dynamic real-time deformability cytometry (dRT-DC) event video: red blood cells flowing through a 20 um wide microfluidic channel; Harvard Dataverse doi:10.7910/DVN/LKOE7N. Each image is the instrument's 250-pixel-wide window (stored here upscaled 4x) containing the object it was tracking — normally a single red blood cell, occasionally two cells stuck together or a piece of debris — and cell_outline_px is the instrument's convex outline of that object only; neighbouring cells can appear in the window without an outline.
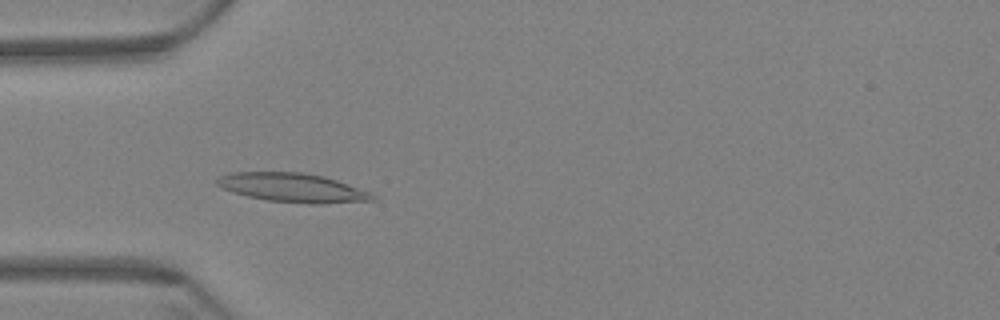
{"species": "Egyptian fruit bat (a non-hibernating species)", "species_latin": "Rousettus aegyptiacus", "temperature_condition": "warm", "stored_images_in_passage": 60, "camera_frame_rate_fps": 3000, "um_per_image_px": 0.085, "animal": {"sex": "female"}, "frame": {"image": 1, "passage_image": 19, "time_ms": 6.0, "image_size_px": [1000, 320], "cell_outline_px": [[376, 200], [320, 204], [308, 204], [268, 200], [248, 196], [232, 192], [220, 188], [216, 184], [216, 180], [220, 176], [232, 172], [304, 172], [324, 176], [372, 192], [376, 196]], "centroid_in_image_um": [24.89, 15.95], "position_along_channel_um": 60.1, "area_um2": 26.41}}
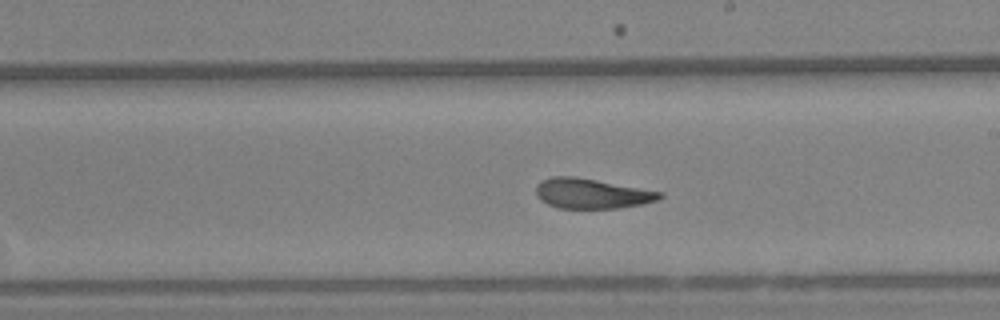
{"frame": {"image": 2, "passage_image": 35, "time_ms": 11.333, "image_size_px": [1000, 320], "cell_outline_px": [[664, 196], [656, 200], [640, 204], [620, 208], [560, 208], [548, 204], [540, 200], [536, 196], [536, 188], [544, 180], [552, 176], [572, 176], [596, 180], [664, 192]], "centroid_in_image_um": [50.3, 16.45], "position_along_channel_um": 238.7, "area_um2": 21.39}}
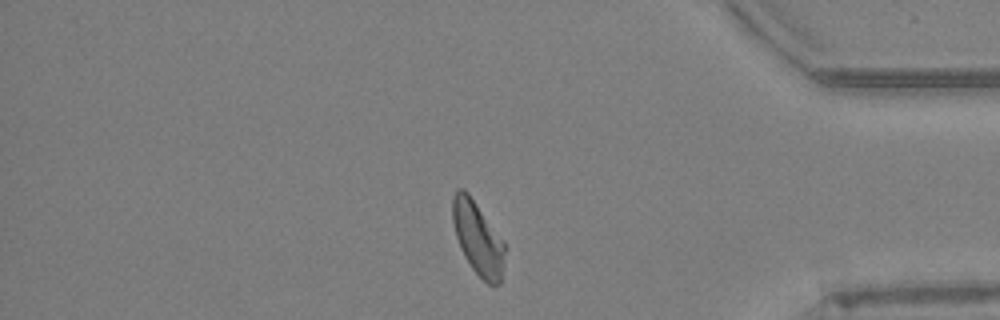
{"frame": {"image": 3, "passage_image": 51, "time_ms": 16.667, "image_size_px": [1000, 320], "cell_outline_px": [[504, 252], [500, 284], [492, 288], [472, 268], [464, 256], [460, 248], [456, 236], [452, 220], [452, 196], [456, 188], [464, 188], [468, 192], [504, 240]], "centroid_in_image_um": [40.6, 20.22], "position_along_channel_um": 394.6, "area_um2": 22.37}, "authors_computed_cell_mechanics": {"area_um2": 22.6287, "velocity_mm_per_s": 3.4108, "shape_relaxation_time_tau1_ms": 10.6769, "shape_relaxation_time_tau2_ms": 2.2248, "deformation_change_tau1": 0.2602, "deformation_change_tau2": 0.0921}}